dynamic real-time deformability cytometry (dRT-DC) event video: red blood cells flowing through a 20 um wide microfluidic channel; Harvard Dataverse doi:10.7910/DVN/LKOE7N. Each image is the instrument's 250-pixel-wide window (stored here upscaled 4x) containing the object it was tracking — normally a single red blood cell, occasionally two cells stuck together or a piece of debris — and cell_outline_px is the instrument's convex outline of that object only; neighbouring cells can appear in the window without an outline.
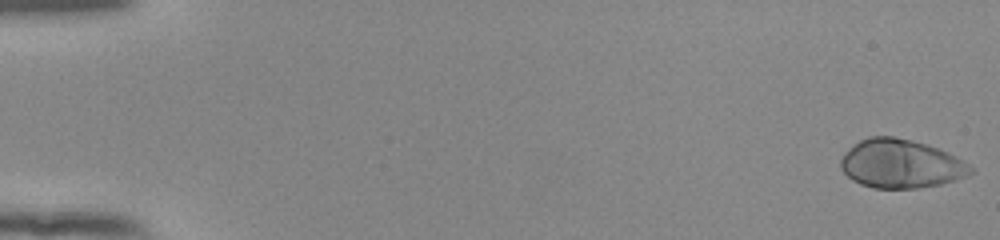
{"species": "human", "species_latin": "Homo sapiens", "temperature_condition": "room temperature", "stored_images_in_passage": 54, "camera_frame_rate_fps": 3000, "um_per_image_px": 0.085, "donor": {"sex": "female"}, "frame": {"image": 1, "passage_image": 1, "time_ms": 0.0, "image_size_px": [1000, 240], "cell_outline_px": [[976, 172], [968, 176], [956, 180], [940, 184], [916, 188], [872, 188], [860, 184], [852, 180], [840, 168], [840, 160], [844, 152], [848, 148], [860, 140], [868, 136], [892, 136], [912, 140], [948, 152], [956, 156], [968, 164]], "centroid_in_image_um": [76.56, 13.92], "position_along_channel_um": 8.4, "area_um2": 36.99}}
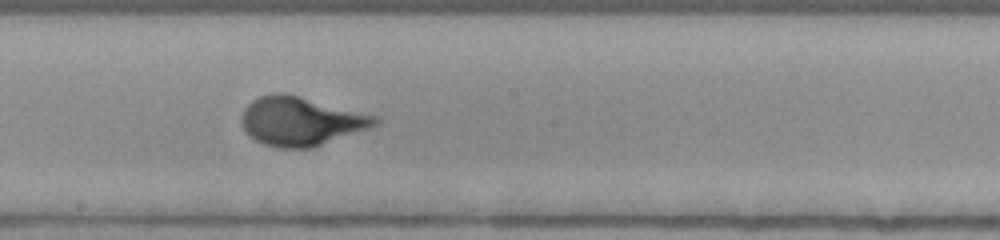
{"frame": {"image": 2, "passage_image": 31, "time_ms": 10.0, "image_size_px": [1000, 240], "cell_outline_px": [[380, 124], [312, 148], [280, 148], [264, 144], [256, 140], [244, 128], [240, 120], [240, 116], [244, 108], [252, 100], [260, 96], [272, 92], [284, 92], [380, 116]], "centroid_in_image_um": [25.6, 10.28], "position_along_channel_um": 222.6, "area_um2": 38.15}}
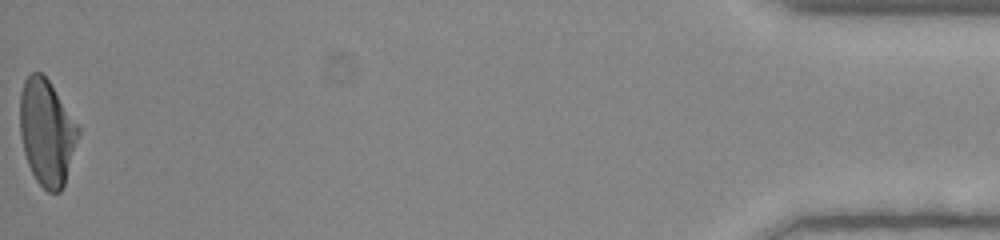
{"frame": {"image": 3, "passage_image": 54, "time_ms": 17.667, "image_size_px": [1000, 240], "cell_outline_px": [[80, 132], [64, 184], [60, 192], [48, 192], [36, 180], [28, 164], [24, 152], [20, 136], [20, 92], [24, 80], [32, 72], [40, 72], [48, 80], [80, 128]], "centroid_in_image_um": [3.96, 11.24], "position_along_channel_um": 431.2, "area_um2": 35.66}}